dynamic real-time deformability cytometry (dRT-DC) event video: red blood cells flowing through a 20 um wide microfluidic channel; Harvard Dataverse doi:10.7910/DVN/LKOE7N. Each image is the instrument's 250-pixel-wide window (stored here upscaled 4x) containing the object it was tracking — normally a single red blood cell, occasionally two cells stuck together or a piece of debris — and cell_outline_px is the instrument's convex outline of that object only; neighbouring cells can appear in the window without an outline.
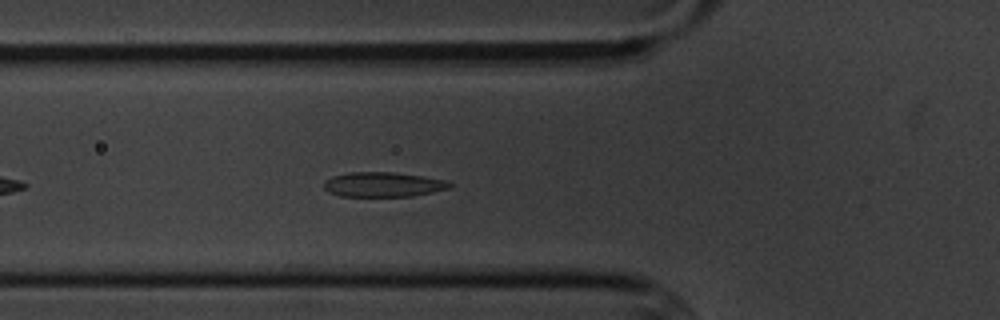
{"species": "common noctule bat (a hibernating species)", "species_latin": "Nyctalus noctula", "temperature_condition": "cold", "stored_images_in_passage": 46, "segment_of_instrument_passage": [1, 2], "camera_frame_rate_fps": 3000, "um_per_image_px": 0.085, "animal": {"sex": "male", "body_mass_g": 20.1, "forearm_length_mm": 53.5}, "frame": {"image": 1, "passage_image": 8, "time_ms": 2.333, "image_size_px": [1000, 320], "cell_outline_px": [[452, 184], [448, 188], [432, 192], [412, 196], [340, 196], [328, 192], [324, 188], [324, 180], [332, 176], [348, 172], [392, 172], [424, 176], [448, 180]], "centroid_in_image_um": [32.54, 15.67], "position_along_channel_um": 93.3, "area_um2": 18.21}}
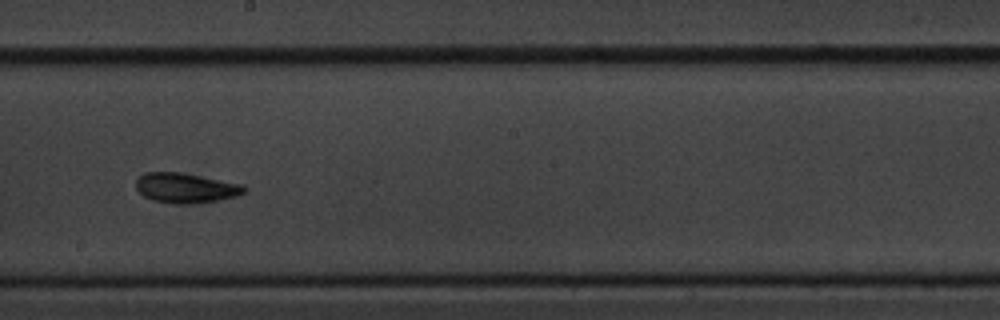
{"frame": {"image": 2, "passage_image": 20, "time_ms": 6.333, "image_size_px": [1000, 320], "cell_outline_px": [[248, 188], [244, 192], [236, 196], [216, 200], [192, 204], [172, 204], [152, 200], [144, 196], [136, 188], [136, 180], [144, 172], [180, 172], [244, 184]], "centroid_in_image_um": [15.79, 15.97], "position_along_channel_um": 232.4, "area_um2": 18.96}}
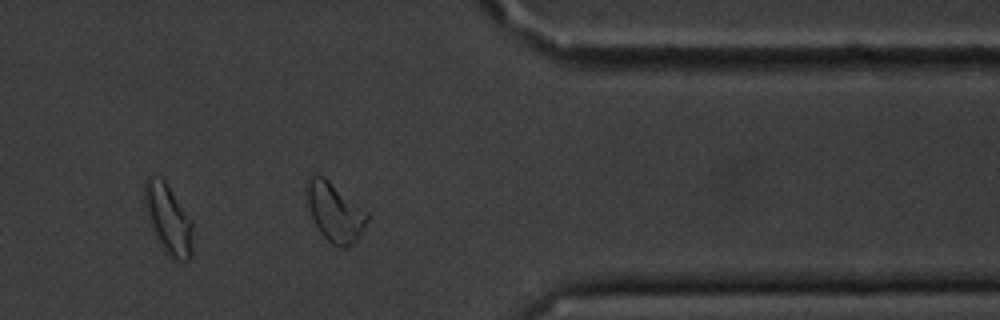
{"frame": {"image": 3, "passage_image": 34, "time_ms": 11.0, "image_size_px": [1000, 320], "cell_outline_px": [[368, 220], [360, 236], [352, 244], [344, 248], [340, 248], [332, 244], [320, 232], [312, 216], [308, 204], [308, 180], [312, 176], [324, 176], [368, 212]], "centroid_in_image_um": [28.51, 18.06], "position_along_channel_um": 382.9, "area_um2": 20.23}}